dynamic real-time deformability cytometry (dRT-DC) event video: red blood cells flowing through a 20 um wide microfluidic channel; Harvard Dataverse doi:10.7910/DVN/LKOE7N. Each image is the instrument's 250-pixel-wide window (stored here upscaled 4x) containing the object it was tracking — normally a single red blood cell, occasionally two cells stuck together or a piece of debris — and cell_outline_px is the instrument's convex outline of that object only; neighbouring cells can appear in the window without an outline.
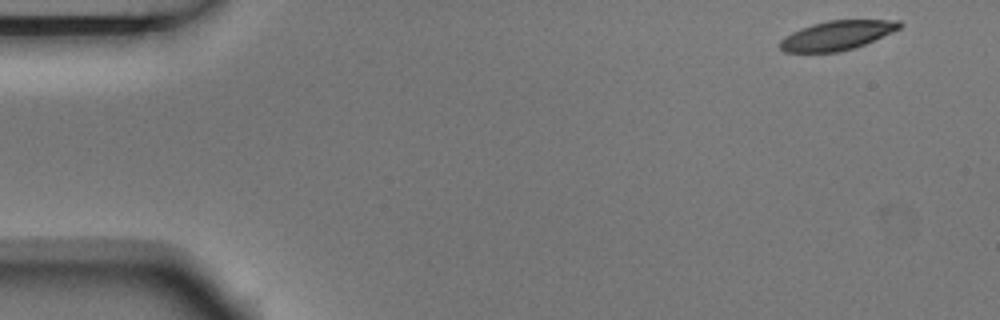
{"species": "Egyptian fruit bat (a non-hibernating species)", "species_latin": "Rousettus aegyptiacus", "temperature_condition": "room temperature", "stored_images_in_passage": 5, "camera_frame_rate_fps": 3000, "um_per_image_px": 0.085, "animal": {"sex": "male"}, "frame": {"image": 1, "passage_image": 1, "time_ms": 0.0, "image_size_px": [1000, 320], "cell_outline_px": [[904, 24], [900, 28], [892, 32], [864, 44], [840, 52], [784, 52], [780, 48], [780, 40], [792, 32], [800, 28], [812, 24], [828, 20], [900, 20]], "centroid_in_image_um": [71.15, 3.0], "position_along_channel_um": 13.9, "area_um2": 20.29}}
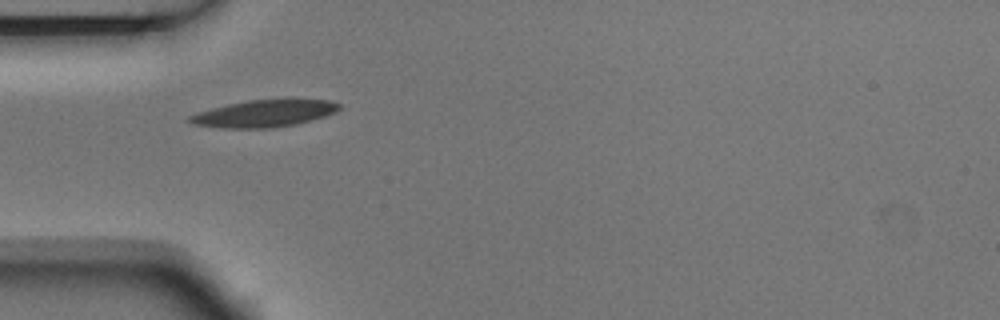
{"frame": {"image": 2, "passage_image": 4, "time_ms": 1.0, "image_size_px": [1000, 320], "cell_outline_px": [[340, 108], [336, 112], [324, 116], [296, 124], [272, 128], [220, 128], [192, 124], [188, 120], [188, 116], [196, 112], [228, 104], [248, 100], [288, 96], [328, 100], [340, 104]], "centroid_in_image_um": [22.5, 9.6], "position_along_channel_um": 62.5, "area_um2": 24.51}}
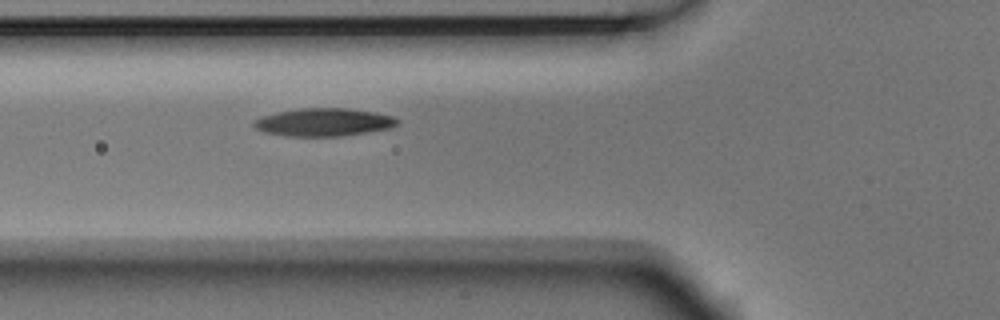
{"frame": {"image": 3, "passage_image": 5, "time_ms": 1.333, "image_size_px": [1000, 320], "cell_outline_px": [[400, 124], [392, 128], [368, 132], [340, 136], [284, 136], [264, 132], [256, 128], [252, 124], [260, 116], [276, 112], [300, 108], [348, 108], [376, 112], [392, 116], [400, 120]], "centroid_in_image_um": [27.55, 10.38], "position_along_channel_um": 98.3, "area_um2": 23.58}}